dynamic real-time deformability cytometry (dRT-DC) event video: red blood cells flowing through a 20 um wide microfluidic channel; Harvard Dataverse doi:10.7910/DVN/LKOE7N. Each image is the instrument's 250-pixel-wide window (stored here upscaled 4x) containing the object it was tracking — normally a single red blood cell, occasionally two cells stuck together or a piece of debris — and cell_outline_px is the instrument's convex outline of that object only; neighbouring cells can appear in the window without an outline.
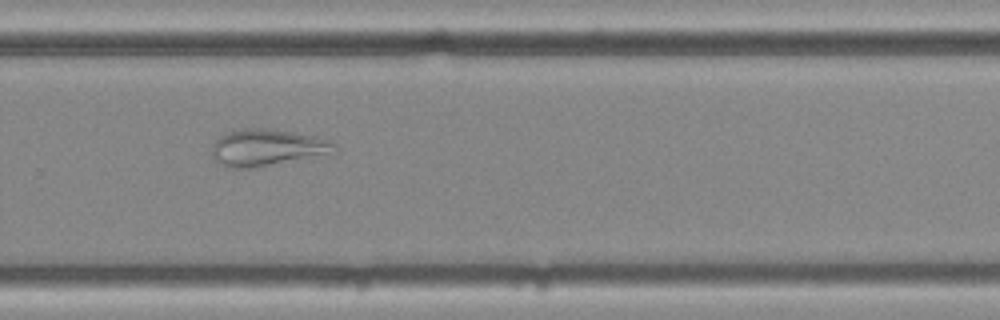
{"species": "common noctule bat (a hibernating species)", "species_latin": "Nyctalus noctula", "temperature_condition": "cold", "stored_images_in_passage": 47, "camera_frame_rate_fps": 3000, "um_per_image_px": 0.085, "animal": {"sex": "female", "body_mass_g": 25.1}, "frame": {"image": 1, "passage_image": 29, "time_ms": 9.333, "image_size_px": [1000, 320], "cell_outline_px": [[336, 156], [252, 168], [228, 168], [220, 164], [212, 156], [212, 144], [220, 136], [228, 132], [244, 128], [260, 128], [292, 132], [316, 136], [328, 140], [336, 144]], "centroid_in_image_um": [22.83, 12.59], "position_along_channel_um": 307.0, "area_um2": 27.17}}
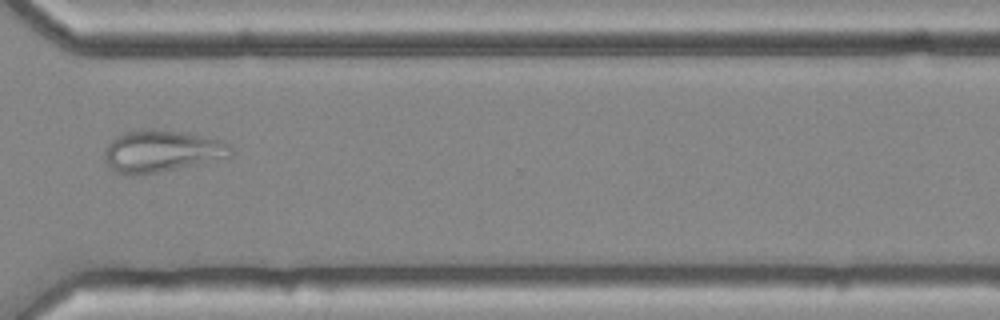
{"frame": {"image": 2, "passage_image": 33, "time_ms": 10.667, "image_size_px": [1000, 320], "cell_outline_px": [[232, 156], [228, 160], [140, 176], [116, 172], [104, 160], [104, 152], [108, 144], [116, 136], [124, 132], [140, 128], [148, 128], [180, 132], [220, 140], [232, 144]], "centroid_in_image_um": [13.81, 12.87], "position_along_channel_um": 356.8, "area_um2": 31.73}}
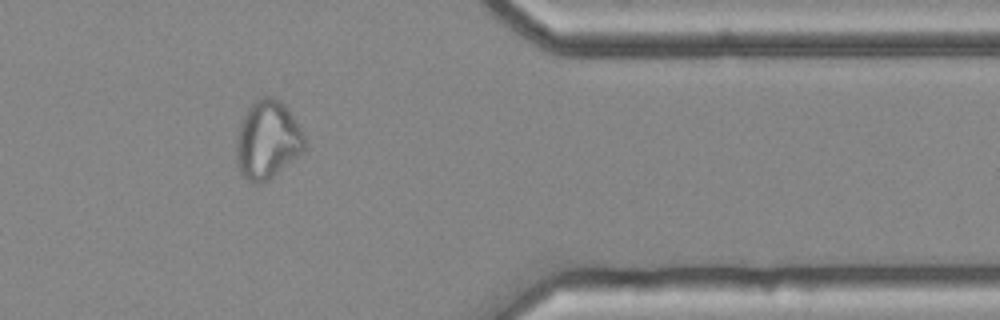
{"frame": {"image": 3, "passage_image": 37, "time_ms": 12.0, "image_size_px": [1000, 320], "cell_outline_px": [[304, 148], [296, 156], [268, 180], [260, 184], [256, 184], [248, 180], [240, 172], [236, 160], [236, 140], [240, 124], [248, 108], [256, 100], [264, 96], [272, 96], [280, 100], [288, 108], [304, 132]], "centroid_in_image_um": [22.72, 11.87], "position_along_channel_um": 388.7, "area_um2": 30.81}}